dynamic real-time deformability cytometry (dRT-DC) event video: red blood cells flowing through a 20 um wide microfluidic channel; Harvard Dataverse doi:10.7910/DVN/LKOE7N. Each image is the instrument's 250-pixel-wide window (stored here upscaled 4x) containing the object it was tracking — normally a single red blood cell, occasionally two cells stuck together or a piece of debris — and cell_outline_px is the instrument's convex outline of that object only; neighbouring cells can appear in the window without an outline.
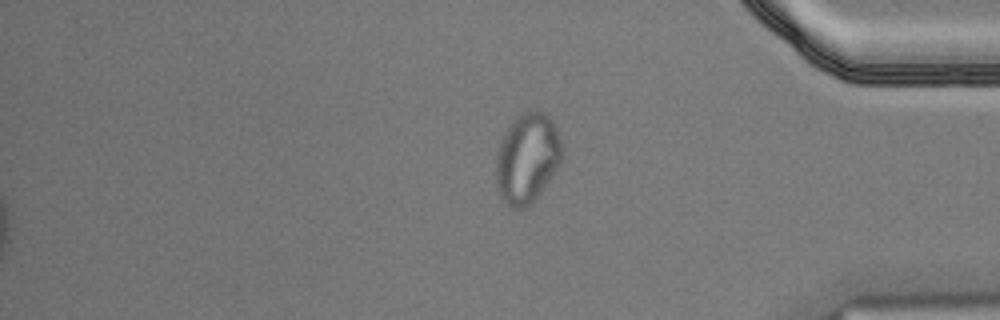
{"species": "Egyptian fruit bat (a non-hibernating species)", "species_latin": "Rousettus aegyptiacus", "temperature_condition": "cold", "stored_images_in_passage": 15, "segment_of_instrument_passage": [2, 2], "camera_frame_rate_fps": 3000, "um_per_image_px": 0.085, "animal": {"sex": "male"}, "frame": {"image": 1, "passage_image": 15, "time_ms": 4.667, "image_size_px": [1000, 320], "cell_outline_px": [[564, 160], [532, 204], [524, 208], [512, 208], [504, 204], [500, 196], [496, 184], [496, 156], [504, 132], [516, 116], [532, 108], [548, 116], [552, 120], [556, 128], [564, 148]], "centroid_in_image_um": [44.84, 13.46], "position_along_channel_um": 390.4, "area_um2": 35.26}}